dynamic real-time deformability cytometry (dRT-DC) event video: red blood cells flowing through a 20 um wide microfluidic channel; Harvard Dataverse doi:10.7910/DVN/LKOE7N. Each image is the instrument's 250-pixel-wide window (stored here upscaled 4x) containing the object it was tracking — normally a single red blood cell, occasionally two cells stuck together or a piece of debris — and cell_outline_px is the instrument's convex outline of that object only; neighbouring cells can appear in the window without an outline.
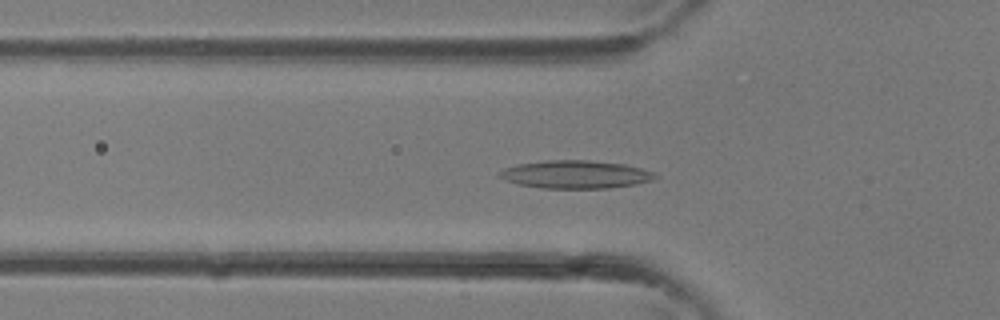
{"species": "common noctule bat (a hibernating species)", "species_latin": "Nyctalus noctula", "temperature_condition": "room temperature", "stored_images_in_passage": 30, "camera_frame_rate_fps": 3000, "um_per_image_px": 0.085, "animal": {"sex": "female"}, "frame": {"image": 1, "passage_image": 8, "time_ms": 2.333, "image_size_px": [1000, 320], "cell_outline_px": [[660, 176], [652, 180], [636, 184], [608, 188], [540, 188], [520, 184], [504, 180], [496, 176], [504, 168], [520, 164], [544, 160], [588, 160], [624, 164], [640, 168], [652, 172]], "centroid_in_image_um": [48.91, 14.83], "position_along_channel_um": 76.9, "area_um2": 25.32}}
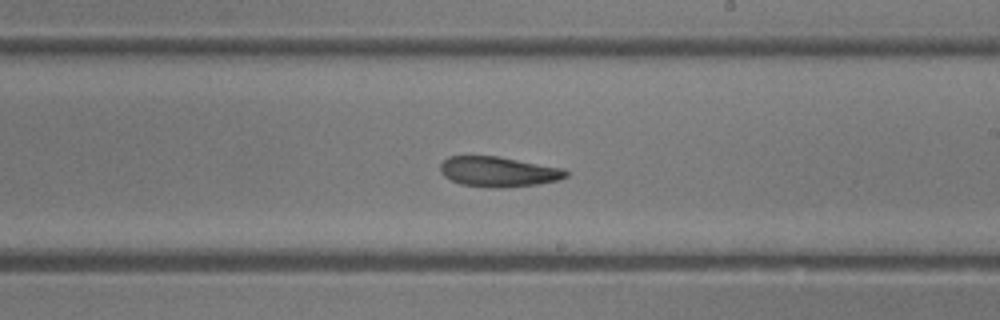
{"frame": {"image": 2, "passage_image": 17, "time_ms": 5.333, "image_size_px": [1000, 320], "cell_outline_px": [[568, 176], [560, 180], [536, 184], [504, 188], [488, 188], [460, 184], [444, 176], [440, 172], [440, 164], [448, 156], [496, 156], [564, 168], [568, 172]], "centroid_in_image_um": [42.36, 14.6], "position_along_channel_um": 246.6, "area_um2": 22.2}}
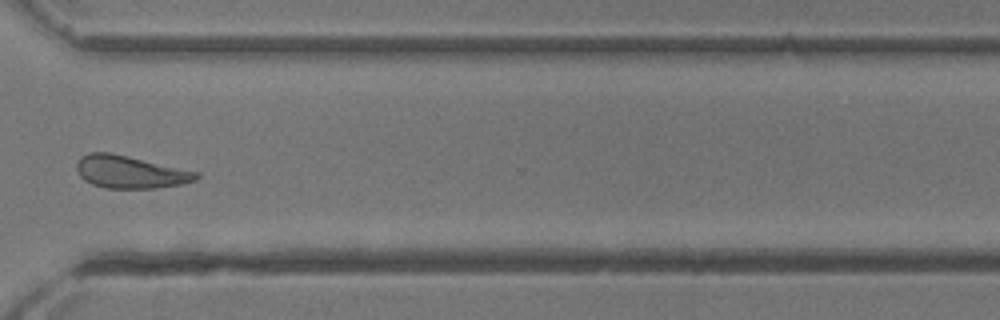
{"frame": {"image": 3, "passage_image": 23, "time_ms": 7.333, "image_size_px": [1000, 320], "cell_outline_px": [[200, 176], [196, 180], [180, 184], [156, 188], [104, 188], [92, 184], [84, 180], [80, 176], [76, 168], [76, 160], [80, 156], [88, 152], [108, 152], [128, 156], [200, 172]], "centroid_in_image_um": [11.04, 14.61], "position_along_channel_um": 359.6, "area_um2": 22.83}}